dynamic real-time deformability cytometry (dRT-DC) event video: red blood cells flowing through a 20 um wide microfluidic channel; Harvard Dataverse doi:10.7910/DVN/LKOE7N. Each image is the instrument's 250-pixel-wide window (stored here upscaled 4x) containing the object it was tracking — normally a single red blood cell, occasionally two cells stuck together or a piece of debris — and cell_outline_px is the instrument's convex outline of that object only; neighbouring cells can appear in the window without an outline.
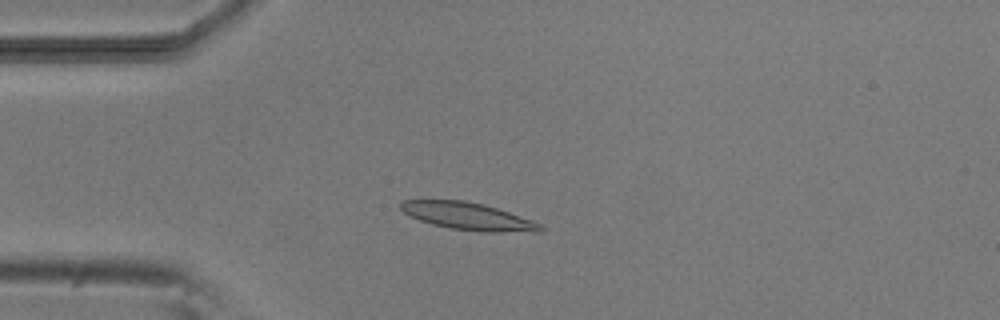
{"species": "common noctule bat (a hibernating species)", "species_latin": "Nyctalus noctula", "temperature_condition": "room temperature", "stored_images_in_passage": 3, "camera_frame_rate_fps": 3000, "um_per_image_px": 0.085, "animal": {"sex": "male", "body_mass_g": 20.5, "forearm_length_mm": 52.5}, "frame": {"image": 1, "passage_image": 3, "time_ms": 3.0, "image_size_px": [1000, 320], "cell_outline_px": [[548, 228], [540, 232], [484, 232], [452, 228], [432, 224], [408, 216], [400, 208], [400, 204], [404, 200], [464, 200], [484, 204], [532, 220]], "centroid_in_image_um": [39.82, 18.39], "position_along_channel_um": 45.2, "area_um2": 22.25}}